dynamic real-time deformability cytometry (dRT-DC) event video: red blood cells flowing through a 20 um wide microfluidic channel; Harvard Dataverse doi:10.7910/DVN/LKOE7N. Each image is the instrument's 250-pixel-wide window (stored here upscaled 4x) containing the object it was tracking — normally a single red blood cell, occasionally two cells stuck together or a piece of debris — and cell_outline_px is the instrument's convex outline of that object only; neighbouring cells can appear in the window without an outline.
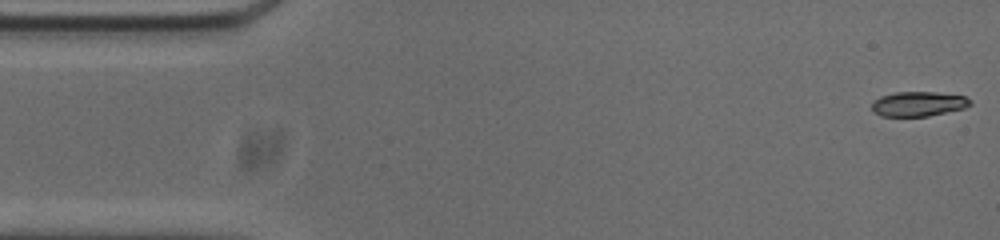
{"species": "common noctule bat (a hibernating species)", "species_latin": "Nyctalus noctula", "temperature_condition": "cold", "stored_images_in_passage": 53, "camera_frame_rate_fps": 3000, "um_per_image_px": 0.085, "animal": {"sex": "male", "body_mass_g": 20.0, "forearm_length_mm": 53.3}, "frame": {"image": 1, "passage_image": 1, "time_ms": 0.0, "image_size_px": [1000, 240], "cell_outline_px": [[972, 104], [964, 108], [928, 116], [880, 116], [872, 112], [872, 100], [880, 96], [896, 92], [936, 92], [964, 96], [972, 100]], "centroid_in_image_um": [78.03, 8.83], "position_along_channel_um": 7.0, "area_um2": 14.28}}
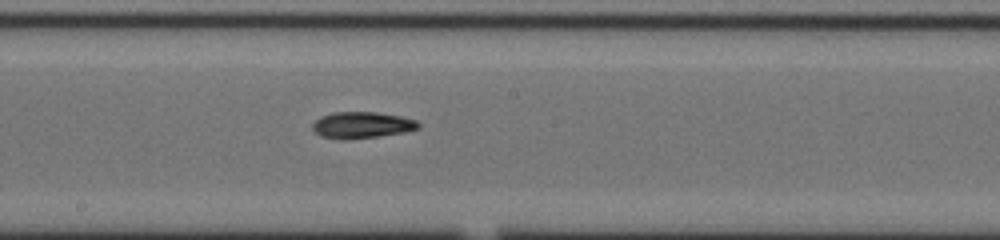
{"frame": {"image": 2, "passage_image": 27, "time_ms": 8.667, "image_size_px": [1000, 240], "cell_outline_px": [[420, 128], [404, 132], [348, 140], [340, 140], [320, 136], [312, 128], [312, 124], [320, 116], [332, 112], [376, 112], [400, 116], [416, 120], [420, 124]], "centroid_in_image_um": [30.73, 10.63], "position_along_channel_um": 217.5, "area_um2": 16.36}}
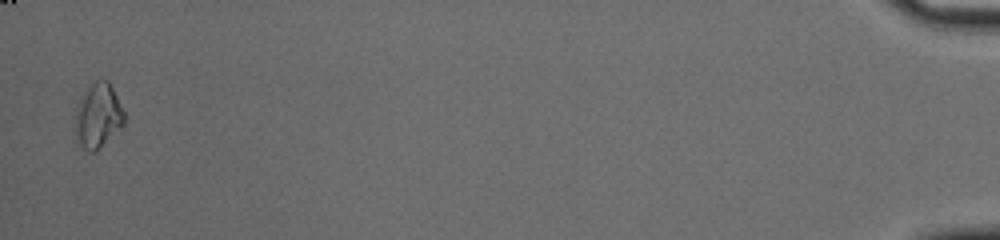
{"frame": {"image": 3, "passage_image": 52, "time_ms": 17.0, "image_size_px": [1000, 240], "cell_outline_px": [[124, 124], [96, 152], [88, 152], [80, 144], [76, 116], [80, 100], [88, 88], [96, 80], [108, 80], [124, 112]], "centroid_in_image_um": [8.38, 9.85], "position_along_channel_um": 426.8, "area_um2": 17.57}}